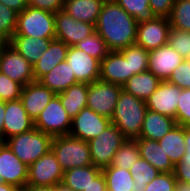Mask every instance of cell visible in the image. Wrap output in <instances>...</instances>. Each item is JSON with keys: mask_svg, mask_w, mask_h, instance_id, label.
<instances>
[{"mask_svg": "<svg viewBox=\"0 0 190 191\" xmlns=\"http://www.w3.org/2000/svg\"><path fill=\"white\" fill-rule=\"evenodd\" d=\"M158 144L168 155L170 161L175 166L182 160L185 153V127L182 125L174 126L166 135H164Z\"/></svg>", "mask_w": 190, "mask_h": 191, "instance_id": "f1b7e54d", "label": "cell"}, {"mask_svg": "<svg viewBox=\"0 0 190 191\" xmlns=\"http://www.w3.org/2000/svg\"><path fill=\"white\" fill-rule=\"evenodd\" d=\"M168 44L184 59H190V32L170 27Z\"/></svg>", "mask_w": 190, "mask_h": 191, "instance_id": "f35d334b", "label": "cell"}, {"mask_svg": "<svg viewBox=\"0 0 190 191\" xmlns=\"http://www.w3.org/2000/svg\"><path fill=\"white\" fill-rule=\"evenodd\" d=\"M52 40L30 36H13L8 43L31 65H34L49 47Z\"/></svg>", "mask_w": 190, "mask_h": 191, "instance_id": "cb8c5ba5", "label": "cell"}, {"mask_svg": "<svg viewBox=\"0 0 190 191\" xmlns=\"http://www.w3.org/2000/svg\"><path fill=\"white\" fill-rule=\"evenodd\" d=\"M22 191H73L70 187L62 182L56 184L54 187L31 186L26 185Z\"/></svg>", "mask_w": 190, "mask_h": 191, "instance_id": "7dc6e473", "label": "cell"}, {"mask_svg": "<svg viewBox=\"0 0 190 191\" xmlns=\"http://www.w3.org/2000/svg\"><path fill=\"white\" fill-rule=\"evenodd\" d=\"M175 0H149V6L158 17L169 18L174 6Z\"/></svg>", "mask_w": 190, "mask_h": 191, "instance_id": "ee69618b", "label": "cell"}, {"mask_svg": "<svg viewBox=\"0 0 190 191\" xmlns=\"http://www.w3.org/2000/svg\"><path fill=\"white\" fill-rule=\"evenodd\" d=\"M131 15L136 23L147 22L158 17L149 6V0H115Z\"/></svg>", "mask_w": 190, "mask_h": 191, "instance_id": "d6a6232c", "label": "cell"}, {"mask_svg": "<svg viewBox=\"0 0 190 191\" xmlns=\"http://www.w3.org/2000/svg\"><path fill=\"white\" fill-rule=\"evenodd\" d=\"M170 27V20L166 17H156L154 20L139 23L136 44L147 51L168 44Z\"/></svg>", "mask_w": 190, "mask_h": 191, "instance_id": "4fadbf2b", "label": "cell"}, {"mask_svg": "<svg viewBox=\"0 0 190 191\" xmlns=\"http://www.w3.org/2000/svg\"><path fill=\"white\" fill-rule=\"evenodd\" d=\"M137 26L136 20L115 0H105L95 29L109 51H119L136 43Z\"/></svg>", "mask_w": 190, "mask_h": 191, "instance_id": "6da1fadb", "label": "cell"}, {"mask_svg": "<svg viewBox=\"0 0 190 191\" xmlns=\"http://www.w3.org/2000/svg\"><path fill=\"white\" fill-rule=\"evenodd\" d=\"M134 74L130 73L129 56L109 51L102 59L99 80L123 86Z\"/></svg>", "mask_w": 190, "mask_h": 191, "instance_id": "d6986e66", "label": "cell"}, {"mask_svg": "<svg viewBox=\"0 0 190 191\" xmlns=\"http://www.w3.org/2000/svg\"><path fill=\"white\" fill-rule=\"evenodd\" d=\"M106 180L107 191H135V182L130 170L115 166H107L102 169Z\"/></svg>", "mask_w": 190, "mask_h": 191, "instance_id": "4dcf8cb0", "label": "cell"}, {"mask_svg": "<svg viewBox=\"0 0 190 191\" xmlns=\"http://www.w3.org/2000/svg\"><path fill=\"white\" fill-rule=\"evenodd\" d=\"M176 180L190 183V163H177L174 166Z\"/></svg>", "mask_w": 190, "mask_h": 191, "instance_id": "bcb514c9", "label": "cell"}, {"mask_svg": "<svg viewBox=\"0 0 190 191\" xmlns=\"http://www.w3.org/2000/svg\"><path fill=\"white\" fill-rule=\"evenodd\" d=\"M169 20L172 28L190 32V0H175Z\"/></svg>", "mask_w": 190, "mask_h": 191, "instance_id": "d590c367", "label": "cell"}, {"mask_svg": "<svg viewBox=\"0 0 190 191\" xmlns=\"http://www.w3.org/2000/svg\"><path fill=\"white\" fill-rule=\"evenodd\" d=\"M177 105L176 124L190 127V89H182Z\"/></svg>", "mask_w": 190, "mask_h": 191, "instance_id": "b9f144b4", "label": "cell"}, {"mask_svg": "<svg viewBox=\"0 0 190 191\" xmlns=\"http://www.w3.org/2000/svg\"><path fill=\"white\" fill-rule=\"evenodd\" d=\"M4 117H5V102L0 101V138L2 142H3Z\"/></svg>", "mask_w": 190, "mask_h": 191, "instance_id": "816d5d0a", "label": "cell"}, {"mask_svg": "<svg viewBox=\"0 0 190 191\" xmlns=\"http://www.w3.org/2000/svg\"><path fill=\"white\" fill-rule=\"evenodd\" d=\"M69 46L63 41L53 39L39 60L33 65L35 81L50 72L60 62L66 60Z\"/></svg>", "mask_w": 190, "mask_h": 191, "instance_id": "44dd1931", "label": "cell"}, {"mask_svg": "<svg viewBox=\"0 0 190 191\" xmlns=\"http://www.w3.org/2000/svg\"><path fill=\"white\" fill-rule=\"evenodd\" d=\"M105 0H64L63 11L82 22L97 23Z\"/></svg>", "mask_w": 190, "mask_h": 191, "instance_id": "d4e9b609", "label": "cell"}, {"mask_svg": "<svg viewBox=\"0 0 190 191\" xmlns=\"http://www.w3.org/2000/svg\"><path fill=\"white\" fill-rule=\"evenodd\" d=\"M175 191H190V183L177 180Z\"/></svg>", "mask_w": 190, "mask_h": 191, "instance_id": "f5cc1de1", "label": "cell"}, {"mask_svg": "<svg viewBox=\"0 0 190 191\" xmlns=\"http://www.w3.org/2000/svg\"><path fill=\"white\" fill-rule=\"evenodd\" d=\"M56 95L60 98L67 114L73 119L84 107H87L88 84L78 82Z\"/></svg>", "mask_w": 190, "mask_h": 191, "instance_id": "4316f807", "label": "cell"}, {"mask_svg": "<svg viewBox=\"0 0 190 191\" xmlns=\"http://www.w3.org/2000/svg\"><path fill=\"white\" fill-rule=\"evenodd\" d=\"M146 111L147 107L144 100L122 90L115 106L111 123L127 139H137L140 136Z\"/></svg>", "mask_w": 190, "mask_h": 191, "instance_id": "7a4b0ae2", "label": "cell"}, {"mask_svg": "<svg viewBox=\"0 0 190 191\" xmlns=\"http://www.w3.org/2000/svg\"><path fill=\"white\" fill-rule=\"evenodd\" d=\"M72 119L55 95L34 121V127L52 137L68 135Z\"/></svg>", "mask_w": 190, "mask_h": 191, "instance_id": "52a82bcc", "label": "cell"}, {"mask_svg": "<svg viewBox=\"0 0 190 191\" xmlns=\"http://www.w3.org/2000/svg\"><path fill=\"white\" fill-rule=\"evenodd\" d=\"M3 123V142L34 128V121L28 116L21 99L5 102Z\"/></svg>", "mask_w": 190, "mask_h": 191, "instance_id": "ac0fdd59", "label": "cell"}, {"mask_svg": "<svg viewBox=\"0 0 190 191\" xmlns=\"http://www.w3.org/2000/svg\"><path fill=\"white\" fill-rule=\"evenodd\" d=\"M123 56H129L130 73L134 75L148 70V53L140 45L132 44L128 47L119 50Z\"/></svg>", "mask_w": 190, "mask_h": 191, "instance_id": "e575fe53", "label": "cell"}, {"mask_svg": "<svg viewBox=\"0 0 190 191\" xmlns=\"http://www.w3.org/2000/svg\"><path fill=\"white\" fill-rule=\"evenodd\" d=\"M56 94L39 81L22 87L20 99L28 116L35 121Z\"/></svg>", "mask_w": 190, "mask_h": 191, "instance_id": "ffe728a7", "label": "cell"}, {"mask_svg": "<svg viewBox=\"0 0 190 191\" xmlns=\"http://www.w3.org/2000/svg\"><path fill=\"white\" fill-rule=\"evenodd\" d=\"M53 137L35 127L27 132L10 137L5 143L13 153L26 165L30 166L51 150Z\"/></svg>", "mask_w": 190, "mask_h": 191, "instance_id": "3957f363", "label": "cell"}, {"mask_svg": "<svg viewBox=\"0 0 190 191\" xmlns=\"http://www.w3.org/2000/svg\"><path fill=\"white\" fill-rule=\"evenodd\" d=\"M0 2L17 13H21L27 6H29L28 0H0Z\"/></svg>", "mask_w": 190, "mask_h": 191, "instance_id": "681fc988", "label": "cell"}, {"mask_svg": "<svg viewBox=\"0 0 190 191\" xmlns=\"http://www.w3.org/2000/svg\"><path fill=\"white\" fill-rule=\"evenodd\" d=\"M0 72L22 86L35 81L33 65L8 42H0Z\"/></svg>", "mask_w": 190, "mask_h": 191, "instance_id": "ba28073f", "label": "cell"}, {"mask_svg": "<svg viewBox=\"0 0 190 191\" xmlns=\"http://www.w3.org/2000/svg\"><path fill=\"white\" fill-rule=\"evenodd\" d=\"M140 158L145 159L160 172H174V165L158 141L137 138Z\"/></svg>", "mask_w": 190, "mask_h": 191, "instance_id": "603a6c76", "label": "cell"}, {"mask_svg": "<svg viewBox=\"0 0 190 191\" xmlns=\"http://www.w3.org/2000/svg\"><path fill=\"white\" fill-rule=\"evenodd\" d=\"M111 124V119L102 116L89 107H84L73 119L69 136L86 142L97 137Z\"/></svg>", "mask_w": 190, "mask_h": 191, "instance_id": "7c38bea8", "label": "cell"}, {"mask_svg": "<svg viewBox=\"0 0 190 191\" xmlns=\"http://www.w3.org/2000/svg\"><path fill=\"white\" fill-rule=\"evenodd\" d=\"M74 46L100 62L109 52L105 40L96 31Z\"/></svg>", "mask_w": 190, "mask_h": 191, "instance_id": "8d00e7d4", "label": "cell"}, {"mask_svg": "<svg viewBox=\"0 0 190 191\" xmlns=\"http://www.w3.org/2000/svg\"><path fill=\"white\" fill-rule=\"evenodd\" d=\"M160 83L161 80L147 70L133 75L122 87L126 93L145 101L158 88Z\"/></svg>", "mask_w": 190, "mask_h": 191, "instance_id": "83f0119b", "label": "cell"}, {"mask_svg": "<svg viewBox=\"0 0 190 191\" xmlns=\"http://www.w3.org/2000/svg\"><path fill=\"white\" fill-rule=\"evenodd\" d=\"M95 31V24L77 21L63 10L55 13V39L63 41L69 47L76 45Z\"/></svg>", "mask_w": 190, "mask_h": 191, "instance_id": "8fae6325", "label": "cell"}, {"mask_svg": "<svg viewBox=\"0 0 190 191\" xmlns=\"http://www.w3.org/2000/svg\"><path fill=\"white\" fill-rule=\"evenodd\" d=\"M185 150L179 163H190V127H185Z\"/></svg>", "mask_w": 190, "mask_h": 191, "instance_id": "f907efd6", "label": "cell"}, {"mask_svg": "<svg viewBox=\"0 0 190 191\" xmlns=\"http://www.w3.org/2000/svg\"><path fill=\"white\" fill-rule=\"evenodd\" d=\"M63 174L64 171L51 149L28 167L27 185L54 187L62 182Z\"/></svg>", "mask_w": 190, "mask_h": 191, "instance_id": "30bf717a", "label": "cell"}, {"mask_svg": "<svg viewBox=\"0 0 190 191\" xmlns=\"http://www.w3.org/2000/svg\"><path fill=\"white\" fill-rule=\"evenodd\" d=\"M51 149L63 171L92 165L88 142L69 135L53 137Z\"/></svg>", "mask_w": 190, "mask_h": 191, "instance_id": "277c9868", "label": "cell"}, {"mask_svg": "<svg viewBox=\"0 0 190 191\" xmlns=\"http://www.w3.org/2000/svg\"><path fill=\"white\" fill-rule=\"evenodd\" d=\"M140 158L139 148L136 139H127L116 151L111 166L130 170L135 162Z\"/></svg>", "mask_w": 190, "mask_h": 191, "instance_id": "1f68e13d", "label": "cell"}, {"mask_svg": "<svg viewBox=\"0 0 190 191\" xmlns=\"http://www.w3.org/2000/svg\"><path fill=\"white\" fill-rule=\"evenodd\" d=\"M176 125L174 118L147 109L139 138L159 141Z\"/></svg>", "mask_w": 190, "mask_h": 191, "instance_id": "7402d4cb", "label": "cell"}, {"mask_svg": "<svg viewBox=\"0 0 190 191\" xmlns=\"http://www.w3.org/2000/svg\"><path fill=\"white\" fill-rule=\"evenodd\" d=\"M168 82L180 89H190V59H185L170 75Z\"/></svg>", "mask_w": 190, "mask_h": 191, "instance_id": "7bdbcfd3", "label": "cell"}, {"mask_svg": "<svg viewBox=\"0 0 190 191\" xmlns=\"http://www.w3.org/2000/svg\"><path fill=\"white\" fill-rule=\"evenodd\" d=\"M176 181L174 172H160L147 184L145 191H175Z\"/></svg>", "mask_w": 190, "mask_h": 191, "instance_id": "60d3db41", "label": "cell"}, {"mask_svg": "<svg viewBox=\"0 0 190 191\" xmlns=\"http://www.w3.org/2000/svg\"><path fill=\"white\" fill-rule=\"evenodd\" d=\"M29 6L52 13L63 10L64 0H28Z\"/></svg>", "mask_w": 190, "mask_h": 191, "instance_id": "f6af8a7d", "label": "cell"}, {"mask_svg": "<svg viewBox=\"0 0 190 191\" xmlns=\"http://www.w3.org/2000/svg\"><path fill=\"white\" fill-rule=\"evenodd\" d=\"M13 36L55 39V13L27 6L18 13L17 28Z\"/></svg>", "mask_w": 190, "mask_h": 191, "instance_id": "5b68a950", "label": "cell"}, {"mask_svg": "<svg viewBox=\"0 0 190 191\" xmlns=\"http://www.w3.org/2000/svg\"><path fill=\"white\" fill-rule=\"evenodd\" d=\"M84 191H107L106 180L102 171L92 180Z\"/></svg>", "mask_w": 190, "mask_h": 191, "instance_id": "c3c4849f", "label": "cell"}, {"mask_svg": "<svg viewBox=\"0 0 190 191\" xmlns=\"http://www.w3.org/2000/svg\"><path fill=\"white\" fill-rule=\"evenodd\" d=\"M130 172L135 182V191H145L147 184L160 173V171L142 158L135 162L130 168Z\"/></svg>", "mask_w": 190, "mask_h": 191, "instance_id": "836d02e7", "label": "cell"}, {"mask_svg": "<svg viewBox=\"0 0 190 191\" xmlns=\"http://www.w3.org/2000/svg\"><path fill=\"white\" fill-rule=\"evenodd\" d=\"M185 59L169 44L150 50L148 53V71L161 81H167L171 73Z\"/></svg>", "mask_w": 190, "mask_h": 191, "instance_id": "2e32d148", "label": "cell"}, {"mask_svg": "<svg viewBox=\"0 0 190 191\" xmlns=\"http://www.w3.org/2000/svg\"><path fill=\"white\" fill-rule=\"evenodd\" d=\"M126 140L123 133L111 123L97 137L88 141L92 164L101 169L110 166L116 151Z\"/></svg>", "mask_w": 190, "mask_h": 191, "instance_id": "8992f818", "label": "cell"}, {"mask_svg": "<svg viewBox=\"0 0 190 191\" xmlns=\"http://www.w3.org/2000/svg\"><path fill=\"white\" fill-rule=\"evenodd\" d=\"M0 191H22V189L6 183H0Z\"/></svg>", "mask_w": 190, "mask_h": 191, "instance_id": "db71d44e", "label": "cell"}, {"mask_svg": "<svg viewBox=\"0 0 190 191\" xmlns=\"http://www.w3.org/2000/svg\"><path fill=\"white\" fill-rule=\"evenodd\" d=\"M38 81L55 94L61 93L71 85L78 83L74 73H72V70L70 69V64H68L66 60L60 62Z\"/></svg>", "mask_w": 190, "mask_h": 191, "instance_id": "484cf974", "label": "cell"}, {"mask_svg": "<svg viewBox=\"0 0 190 191\" xmlns=\"http://www.w3.org/2000/svg\"><path fill=\"white\" fill-rule=\"evenodd\" d=\"M0 178L2 183L23 189L27 185L28 166H26L3 142L0 145Z\"/></svg>", "mask_w": 190, "mask_h": 191, "instance_id": "9a60e30c", "label": "cell"}, {"mask_svg": "<svg viewBox=\"0 0 190 191\" xmlns=\"http://www.w3.org/2000/svg\"><path fill=\"white\" fill-rule=\"evenodd\" d=\"M66 61L79 83L91 84L100 78L101 62L85 51L70 46L67 52Z\"/></svg>", "mask_w": 190, "mask_h": 191, "instance_id": "5bb4252c", "label": "cell"}, {"mask_svg": "<svg viewBox=\"0 0 190 191\" xmlns=\"http://www.w3.org/2000/svg\"><path fill=\"white\" fill-rule=\"evenodd\" d=\"M122 90L123 87L117 84L94 81L88 84L87 107L111 119Z\"/></svg>", "mask_w": 190, "mask_h": 191, "instance_id": "9c48e42d", "label": "cell"}, {"mask_svg": "<svg viewBox=\"0 0 190 191\" xmlns=\"http://www.w3.org/2000/svg\"><path fill=\"white\" fill-rule=\"evenodd\" d=\"M18 13L0 2V42H8L15 34Z\"/></svg>", "mask_w": 190, "mask_h": 191, "instance_id": "74e56055", "label": "cell"}, {"mask_svg": "<svg viewBox=\"0 0 190 191\" xmlns=\"http://www.w3.org/2000/svg\"><path fill=\"white\" fill-rule=\"evenodd\" d=\"M22 85L0 72V101L20 99Z\"/></svg>", "mask_w": 190, "mask_h": 191, "instance_id": "ab89813d", "label": "cell"}, {"mask_svg": "<svg viewBox=\"0 0 190 191\" xmlns=\"http://www.w3.org/2000/svg\"><path fill=\"white\" fill-rule=\"evenodd\" d=\"M101 171V168L93 164L71 168L64 171L62 183L73 191H84Z\"/></svg>", "mask_w": 190, "mask_h": 191, "instance_id": "f546056e", "label": "cell"}, {"mask_svg": "<svg viewBox=\"0 0 190 191\" xmlns=\"http://www.w3.org/2000/svg\"><path fill=\"white\" fill-rule=\"evenodd\" d=\"M181 90L175 84L161 81L158 88L145 100L147 109L175 119Z\"/></svg>", "mask_w": 190, "mask_h": 191, "instance_id": "e0dca14e", "label": "cell"}]
</instances>
